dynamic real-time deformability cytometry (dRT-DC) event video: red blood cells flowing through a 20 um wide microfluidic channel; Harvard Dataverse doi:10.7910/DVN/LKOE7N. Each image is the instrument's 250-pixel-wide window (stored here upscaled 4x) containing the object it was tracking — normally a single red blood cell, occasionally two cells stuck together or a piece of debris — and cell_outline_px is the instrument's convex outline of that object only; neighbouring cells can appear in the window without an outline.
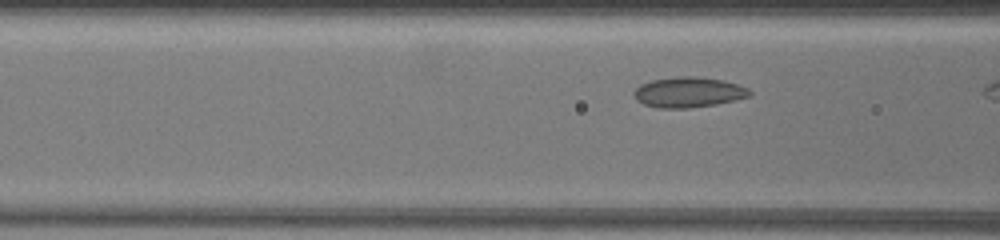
{"species": "common noctule bat (a hibernating species)", "species_latin": "Nyctalus noctula", "temperature_condition": "warm", "stored_images_in_passage": 8, "camera_frame_rate_fps": 3000, "um_per_image_px": 0.085, "animal": {"sex": "female", "body_mass_g": 19.5, "forearm_length_mm": 54.1}, "frame": {"image": 1, "passage_image": 7, "time_ms": 2.0, "image_size_px": [1000, 240], "cell_outline_px": [[752, 96], [716, 104], [688, 108], [660, 108], [644, 104], [636, 100], [632, 92], [640, 84], [652, 80], [676, 76], [696, 76], [724, 80], [748, 88], [752, 92]], "centroid_in_image_um": [58.52, 7.83], "position_along_channel_um": 108.1, "area_um2": 20.58}}